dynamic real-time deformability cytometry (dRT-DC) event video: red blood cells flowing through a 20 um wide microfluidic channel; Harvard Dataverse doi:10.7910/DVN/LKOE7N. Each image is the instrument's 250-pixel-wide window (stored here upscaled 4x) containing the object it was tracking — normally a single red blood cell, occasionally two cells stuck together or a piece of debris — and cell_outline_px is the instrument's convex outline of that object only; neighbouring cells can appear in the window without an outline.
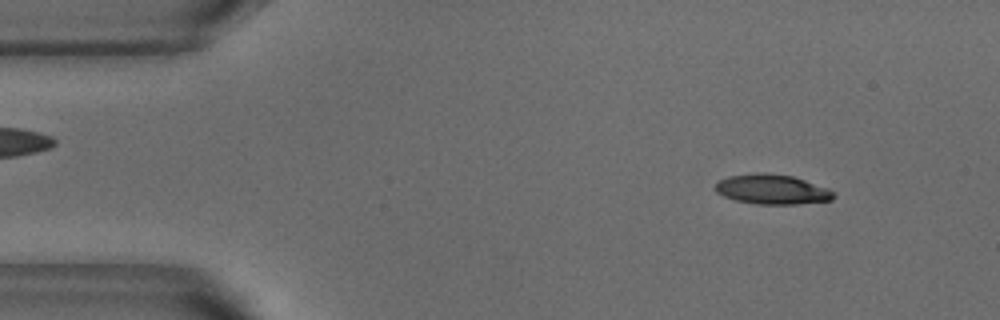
{"species": "common noctule bat (a hibernating species)", "species_latin": "Nyctalus noctula", "temperature_condition": "warm", "stored_images_in_passage": 51, "camera_frame_rate_fps": 3000, "um_per_image_px": 0.085, "animal": {"sex": "male", "body_mass_g": 18.8}, "frame": {"image": 1, "passage_image": 5, "time_ms": 1.333, "image_size_px": [1000, 320], "cell_outline_px": [[836, 196], [832, 200], [796, 204], [756, 204], [736, 200], [724, 196], [716, 192], [716, 184], [720, 180], [728, 176], [756, 172], [764, 172], [792, 176], [828, 188], [836, 192]], "centroid_in_image_um": [65.65, 16.09], "position_along_channel_um": 19.3, "area_um2": 20.58}}
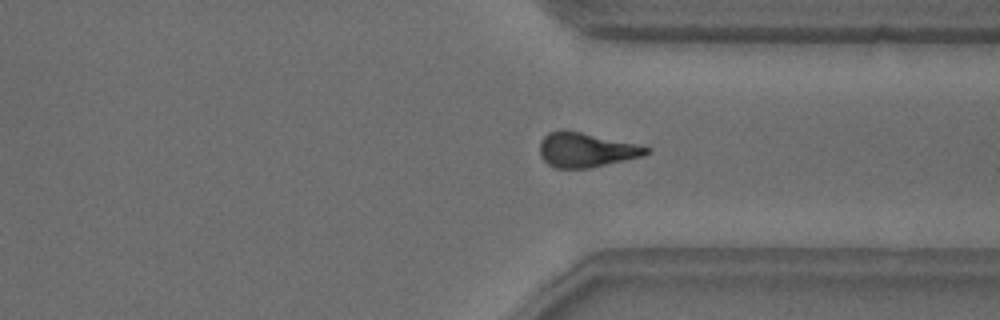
{"frame": {"image": 2, "passage_image": 38, "time_ms": 12.333, "image_size_px": [1000, 320], "cell_outline_px": [[652, 148], [644, 156], [588, 168], [556, 168], [548, 164], [540, 156], [540, 140], [548, 132], [564, 128], [636, 144]], "centroid_in_image_um": [49.78, 12.72], "position_along_channel_um": 361.6, "area_um2": 21.5}}
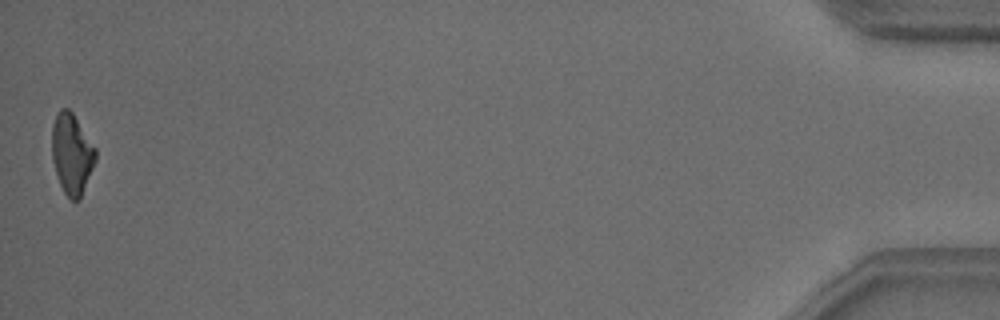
{"frame": {"image": 3, "passage_image": 51, "time_ms": 16.667, "image_size_px": [1000, 320], "cell_outline_px": [[96, 160], [80, 200], [72, 200], [64, 192], [60, 184], [52, 160], [52, 124], [60, 108], [68, 108], [72, 112], [96, 148]], "centroid_in_image_um": [6.11, 13.07], "position_along_channel_um": 429.1, "area_um2": 20.4}, "authors_computed_cell_mechanics": {"area_um2": 21.2704, "velocity_mm_per_s": 3.8177, "shape_relaxation_time_tau1_ms": 5.3757, "shape_relaxation_time_tau2_ms": 6.427, "deformation_change_tau1": 0.1936, "deformation_change_tau2": 0.1917}}